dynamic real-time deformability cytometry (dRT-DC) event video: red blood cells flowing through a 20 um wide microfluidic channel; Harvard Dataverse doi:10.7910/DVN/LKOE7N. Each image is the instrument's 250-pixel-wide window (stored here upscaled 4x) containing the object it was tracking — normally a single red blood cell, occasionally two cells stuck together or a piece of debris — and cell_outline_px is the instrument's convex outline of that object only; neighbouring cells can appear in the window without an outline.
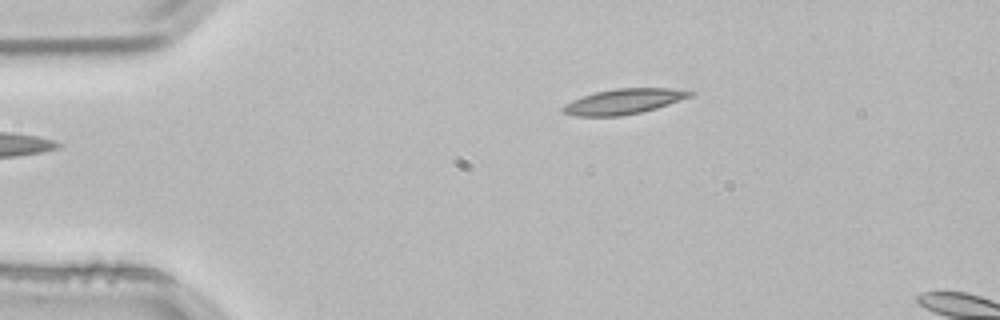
{"species": "common noctule bat (a hibernating species)", "species_latin": "Nyctalus noctula", "temperature_condition": "room temperature", "stored_images_in_passage": 2, "camera_frame_rate_fps": 3000, "um_per_image_px": 0.085, "animal": {"sex": "male", "body_mass_g": 21.5, "forearm_length_mm": 52.0}, "frame": {"image": 1, "passage_image": 2, "time_ms": 0.333, "image_size_px": [1000, 320], "cell_outline_px": [[696, 92], [692, 96], [656, 108], [640, 112], [620, 116], [576, 116], [564, 112], [560, 108], [564, 104], [572, 100], [596, 92], [616, 88], [668, 88]], "centroid_in_image_um": [53.0, 8.62], "position_along_channel_um": 32.0, "area_um2": 18.5}}